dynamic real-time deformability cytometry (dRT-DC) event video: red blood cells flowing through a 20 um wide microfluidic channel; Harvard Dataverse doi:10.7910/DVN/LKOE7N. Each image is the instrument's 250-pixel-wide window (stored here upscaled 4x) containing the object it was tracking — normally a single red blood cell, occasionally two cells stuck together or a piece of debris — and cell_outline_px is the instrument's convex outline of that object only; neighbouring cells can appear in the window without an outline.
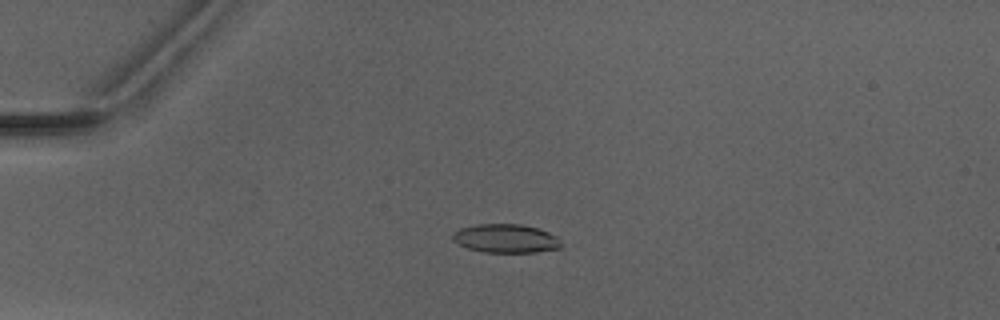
{"species": "Egyptian fruit bat (a non-hibernating species)", "species_latin": "Rousettus aegyptiacus", "temperature_condition": "warm", "stored_images_in_passage": 8, "camera_frame_rate_fps": 3000, "um_per_image_px": 0.085, "animal": {"sex": "male"}, "frame": {"image": 1, "passage_image": 4, "time_ms": 4.333, "image_size_px": [1000, 320], "cell_outline_px": [[560, 248], [536, 252], [484, 252], [468, 248], [452, 240], [452, 232], [460, 228], [476, 224], [520, 224], [536, 228], [548, 232], [556, 236], [560, 244]], "centroid_in_image_um": [42.95, 20.26], "position_along_channel_um": 42.1, "area_um2": 17.98}}
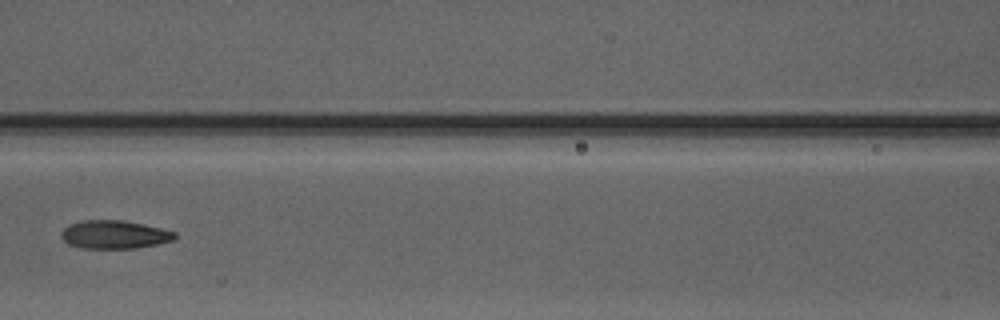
{"frame": {"image": 2, "passage_image": 7, "time_ms": 8.0, "image_size_px": [1000, 320], "cell_outline_px": [[176, 236], [172, 240], [156, 244], [136, 248], [80, 248], [68, 244], [60, 236], [60, 232], [68, 224], [80, 220], [124, 220], [144, 224], [176, 232]], "centroid_in_image_um": [9.67, 19.93], "position_along_channel_um": 156.9, "area_um2": 18.79}}
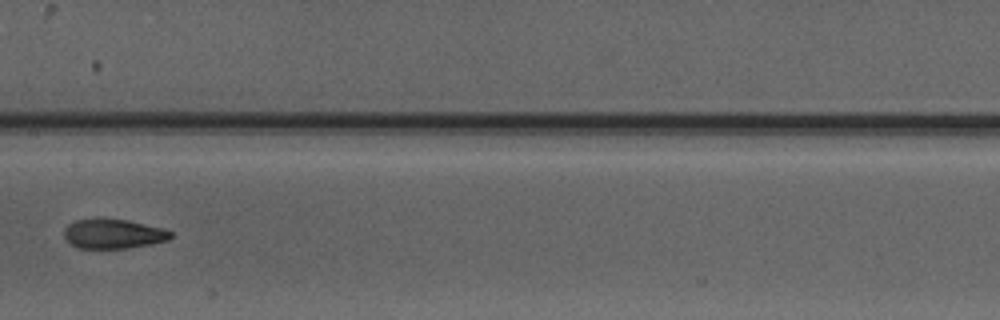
{"frame": {"image": 3, "passage_image": 8, "time_ms": 9.0, "image_size_px": [1000, 320], "cell_outline_px": [[172, 236], [168, 240], [128, 248], [76, 248], [64, 236], [64, 228], [68, 224], [76, 220], [100, 216], [128, 220], [164, 228], [172, 232]], "centroid_in_image_um": [9.6, 19.84], "position_along_channel_um": 197.8, "area_um2": 18.73}}